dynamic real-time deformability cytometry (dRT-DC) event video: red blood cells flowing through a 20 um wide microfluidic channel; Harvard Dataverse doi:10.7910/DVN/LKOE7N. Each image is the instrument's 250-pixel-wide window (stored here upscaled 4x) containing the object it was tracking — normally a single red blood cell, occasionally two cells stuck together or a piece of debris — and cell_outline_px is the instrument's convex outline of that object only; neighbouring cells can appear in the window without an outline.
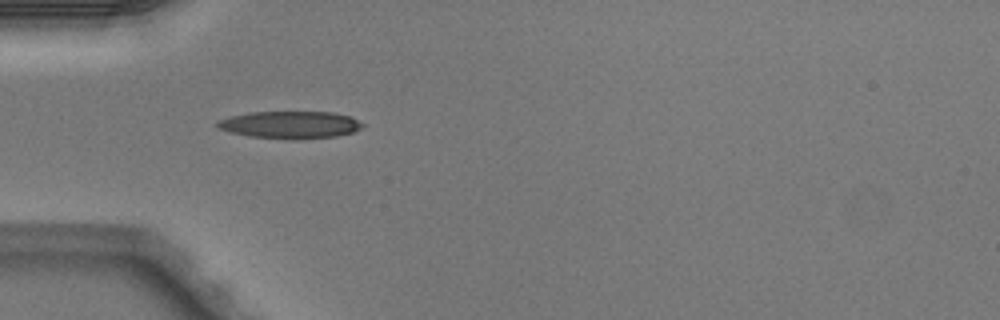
{"species": "Egyptian fruit bat (a non-hibernating species)", "species_latin": "Rousettus aegyptiacus", "temperature_condition": "warm", "stored_images_in_passage": 3, "camera_frame_rate_fps": 3000, "um_per_image_px": 0.085, "animal": {"sex": "male"}, "frame": {"image": 1, "passage_image": 1, "time_ms": 0.0, "image_size_px": [1000, 320], "cell_outline_px": [[364, 124], [360, 128], [352, 132], [336, 136], [296, 140], [292, 140], [248, 136], [216, 128], [216, 124], [220, 120], [232, 116], [252, 112], [332, 112], [352, 116]], "centroid_in_image_um": [24.69, 10.61], "position_along_channel_um": 60.3, "area_um2": 23.12}}
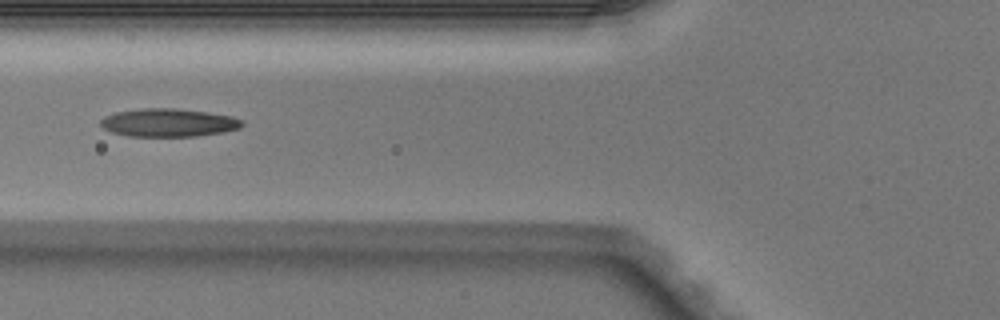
{"frame": {"image": 2, "passage_image": 2, "time_ms": 0.333, "image_size_px": [1000, 320], "cell_outline_px": [[244, 124], [240, 128], [224, 132], [196, 136], [128, 136], [112, 132], [104, 128], [100, 124], [100, 120], [104, 116], [116, 112], [144, 108], [172, 108], [208, 112], [232, 116], [244, 120]], "centroid_in_image_um": [14.35, 10.42], "position_along_channel_um": 111.5, "area_um2": 23.24}}
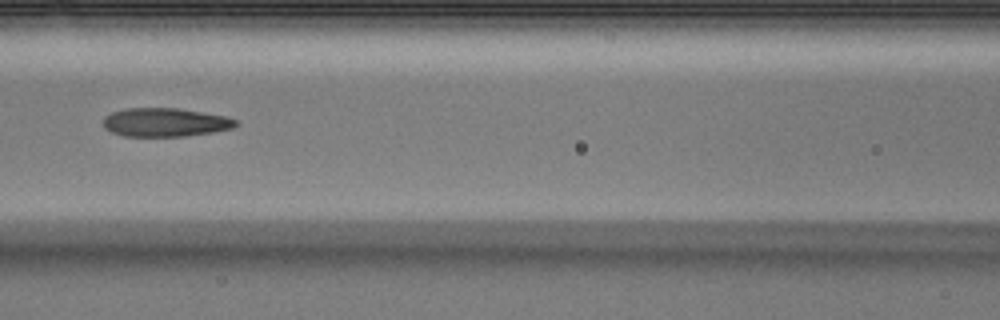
{"frame": {"image": 3, "passage_image": 3, "time_ms": 0.667, "image_size_px": [1000, 320], "cell_outline_px": [[240, 124], [232, 128], [212, 132], [184, 136], [124, 136], [112, 132], [104, 128], [104, 116], [112, 112], [124, 108], [176, 108], [224, 116], [236, 120]], "centroid_in_image_um": [14.01, 10.4], "position_along_channel_um": 152.6, "area_um2": 21.96}}